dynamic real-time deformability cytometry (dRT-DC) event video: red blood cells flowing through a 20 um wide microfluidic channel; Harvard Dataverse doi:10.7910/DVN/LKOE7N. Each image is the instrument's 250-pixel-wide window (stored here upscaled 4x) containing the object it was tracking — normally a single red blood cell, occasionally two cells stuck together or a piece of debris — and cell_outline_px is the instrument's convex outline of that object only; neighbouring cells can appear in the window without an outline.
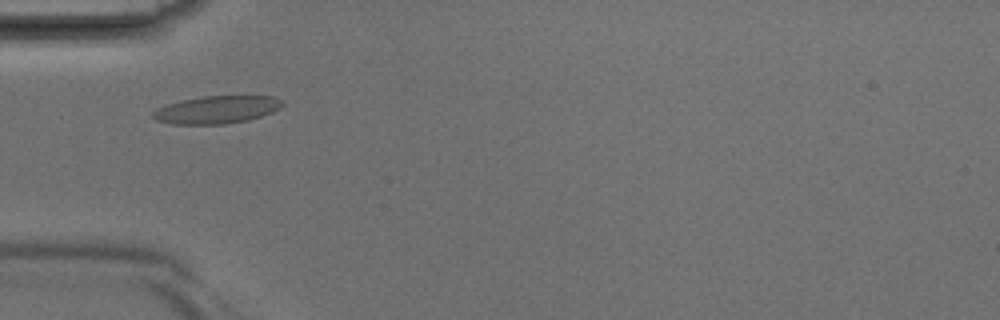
{"species": "Egyptian fruit bat (a non-hibernating species)", "species_latin": "Rousettus aegyptiacus", "temperature_condition": "room temperature", "stored_images_in_passage": 36, "camera_frame_rate_fps": 3000, "um_per_image_px": 0.085, "animal": {"sex": "male"}, "frame": {"image": 1, "passage_image": 8, "time_ms": 2.333, "image_size_px": [1000, 320], "cell_outline_px": [[284, 104], [280, 108], [272, 112], [248, 120], [224, 124], [172, 124], [156, 120], [152, 116], [152, 112], [156, 108], [180, 100], [204, 96], [272, 96], [284, 100]], "centroid_in_image_um": [18.42, 9.32], "position_along_channel_um": 66.6, "area_um2": 20.92}}
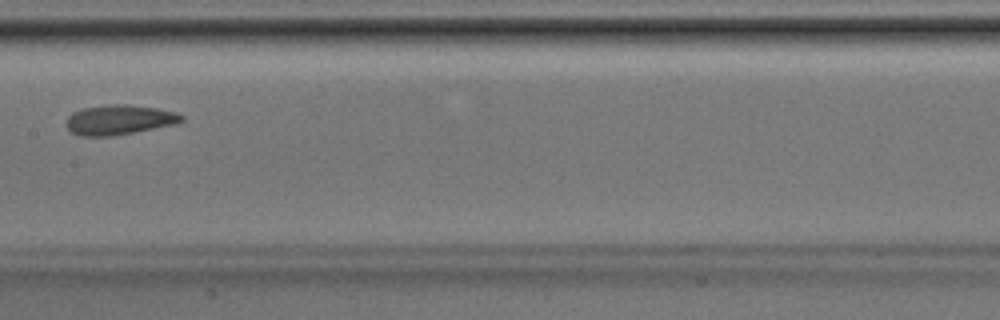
{"frame": {"image": 2, "passage_image": 16, "time_ms": 5.0, "image_size_px": [1000, 320], "cell_outline_px": [[184, 120], [180, 124], [112, 136], [80, 136], [72, 132], [64, 124], [68, 116], [72, 112], [84, 108], [112, 104], [128, 104], [156, 108], [176, 112], [184, 116]], "centroid_in_image_um": [10.16, 10.19], "position_along_channel_um": 197.2, "area_um2": 20.29}}
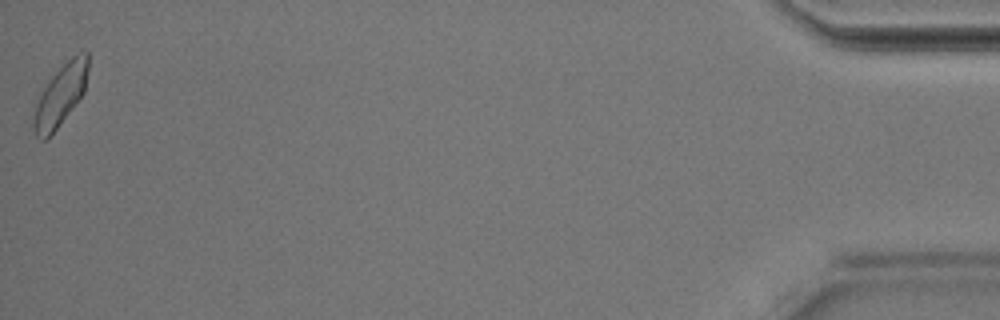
{"frame": {"image": 3, "passage_image": 36, "time_ms": 11.667, "image_size_px": [1000, 320], "cell_outline_px": [[88, 68], [84, 92], [56, 128], [44, 140], [40, 140], [36, 136], [32, 128], [32, 120], [36, 104], [40, 92], [48, 80], [72, 56], [88, 52]], "centroid_in_image_um": [5.1, 8.11], "position_along_channel_um": 430.1, "area_um2": 18.96}}